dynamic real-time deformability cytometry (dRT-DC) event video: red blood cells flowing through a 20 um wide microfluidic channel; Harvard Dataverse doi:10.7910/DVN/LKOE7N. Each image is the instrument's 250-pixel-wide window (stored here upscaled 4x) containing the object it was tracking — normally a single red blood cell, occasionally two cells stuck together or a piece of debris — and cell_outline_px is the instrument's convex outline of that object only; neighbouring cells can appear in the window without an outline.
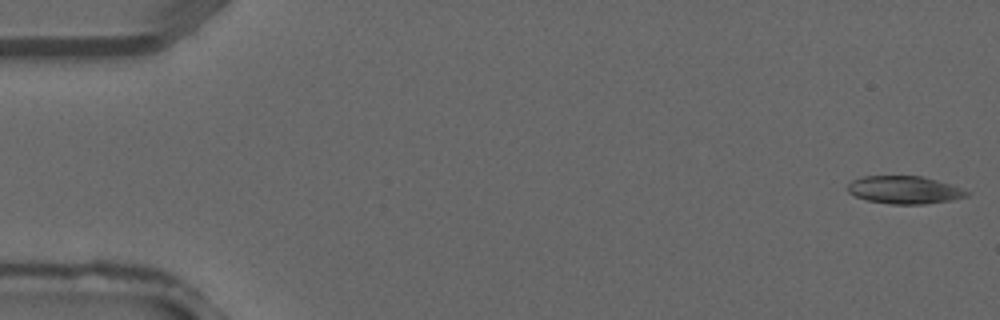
{"species": "common noctule bat (a hibernating species)", "species_latin": "Nyctalus noctula", "temperature_condition": "warm", "stored_images_in_passage": 3, "camera_frame_rate_fps": 3000, "um_per_image_px": 0.085, "animal": {"sex": "male", "forearm_length_mm": 52.5}, "frame": {"image": 1, "passage_image": 1, "time_ms": 0.0, "image_size_px": [1000, 320], "cell_outline_px": [[968, 196], [952, 200], [924, 204], [892, 204], [868, 200], [856, 196], [848, 192], [848, 184], [852, 180], [864, 176], [924, 176], [960, 188], [968, 192]], "centroid_in_image_um": [76.86, 16.14], "position_along_channel_um": 8.1, "area_um2": 19.02}}